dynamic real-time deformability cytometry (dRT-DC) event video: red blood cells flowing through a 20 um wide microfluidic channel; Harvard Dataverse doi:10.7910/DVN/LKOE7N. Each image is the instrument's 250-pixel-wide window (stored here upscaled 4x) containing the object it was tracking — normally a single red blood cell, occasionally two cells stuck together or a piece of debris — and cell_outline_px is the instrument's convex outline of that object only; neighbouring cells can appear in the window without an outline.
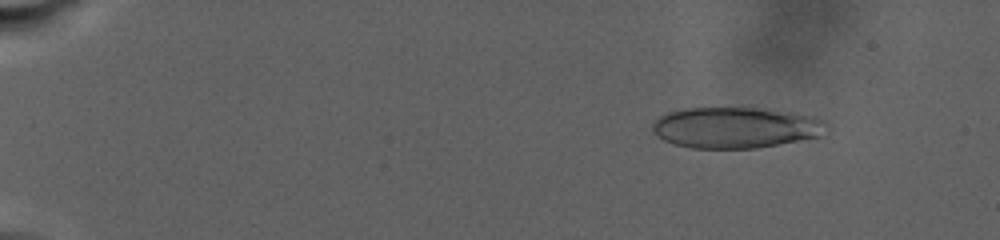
{"species": "human", "species_latin": "Homo sapiens", "temperature_condition": "warm", "stored_images_in_passage": 23, "camera_frame_rate_fps": 3000, "um_per_image_px": 0.085, "donor": {"sex": "male"}, "frame": {"image": 1, "passage_image": 10, "time_ms": 3.667, "image_size_px": [1000, 240], "cell_outline_px": [[828, 124], [820, 136], [756, 148], [692, 148], [676, 144], [664, 140], [652, 128], [652, 124], [660, 116], [668, 112], [684, 108], [756, 108], [792, 112], [824, 120]], "centroid_in_image_um": [62.52, 10.84], "position_along_channel_um": 22.5, "area_um2": 41.04}}
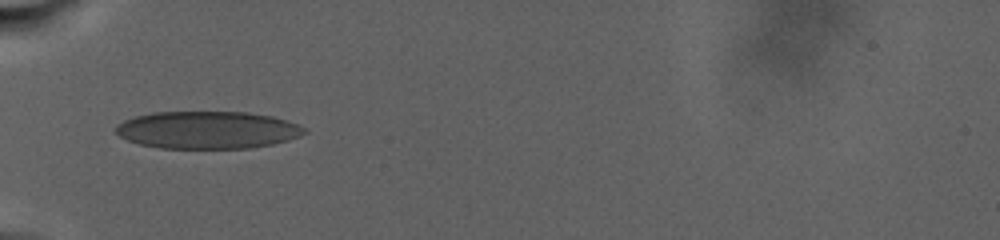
{"frame": {"image": 2, "passage_image": 20, "time_ms": 10.667, "image_size_px": [1000, 240], "cell_outline_px": [[308, 132], [300, 136], [288, 140], [272, 144], [252, 148], [160, 148], [140, 144], [128, 140], [120, 136], [116, 132], [116, 124], [124, 120], [136, 116], [152, 112], [248, 112], [272, 116], [288, 120], [308, 128]], "centroid_in_image_um": [17.68, 11.04], "position_along_channel_um": 67.3, "area_um2": 41.38}}
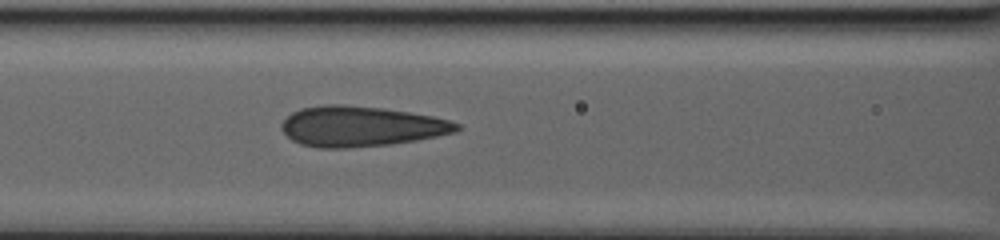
{"frame": {"image": 3, "passage_image": 23, "time_ms": 13.667, "image_size_px": [1000, 240], "cell_outline_px": [[460, 128], [456, 132], [416, 140], [392, 144], [348, 148], [316, 148], [300, 144], [292, 140], [280, 128], [280, 124], [292, 112], [300, 108], [324, 104], [340, 104], [380, 108], [408, 112], [432, 116], [448, 120], [460, 124]], "centroid_in_image_um": [30.64, 10.74], "position_along_channel_um": 136.0, "area_um2": 41.15}}